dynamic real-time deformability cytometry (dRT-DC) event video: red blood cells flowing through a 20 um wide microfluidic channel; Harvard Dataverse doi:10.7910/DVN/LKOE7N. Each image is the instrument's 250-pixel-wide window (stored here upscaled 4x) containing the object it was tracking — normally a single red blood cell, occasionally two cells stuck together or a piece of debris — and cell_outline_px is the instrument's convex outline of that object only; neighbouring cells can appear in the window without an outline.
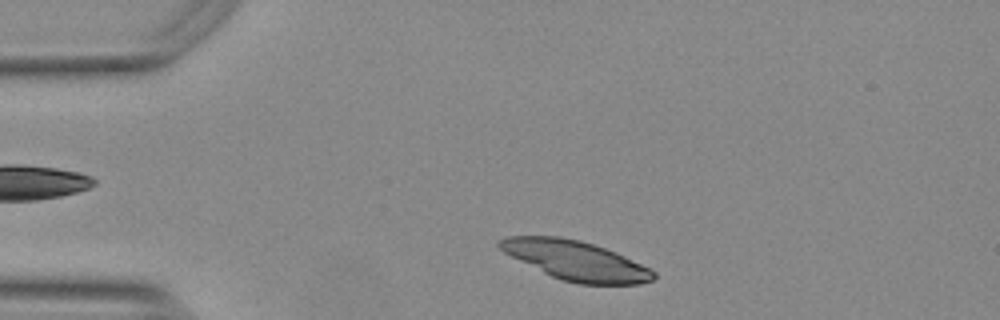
{"species": "Egyptian fruit bat (a non-hibernating species)", "species_latin": "Rousettus aegyptiacus", "temperature_condition": "warm", "stored_images_in_passage": 39, "camera_frame_rate_fps": 3000, "um_per_image_px": 0.085, "animal": {"sex": "female"}, "frame": {"image": 1, "passage_image": 4, "time_ms": 1.0, "image_size_px": [1000, 320], "cell_outline_px": [[656, 276], [652, 280], [640, 284], [576, 284], [560, 280], [504, 252], [496, 244], [500, 240], [508, 236], [560, 236], [580, 240], [616, 252], [656, 272]], "centroid_in_image_um": [48.95, 22.14], "position_along_channel_um": 36.1, "area_um2": 34.85}}